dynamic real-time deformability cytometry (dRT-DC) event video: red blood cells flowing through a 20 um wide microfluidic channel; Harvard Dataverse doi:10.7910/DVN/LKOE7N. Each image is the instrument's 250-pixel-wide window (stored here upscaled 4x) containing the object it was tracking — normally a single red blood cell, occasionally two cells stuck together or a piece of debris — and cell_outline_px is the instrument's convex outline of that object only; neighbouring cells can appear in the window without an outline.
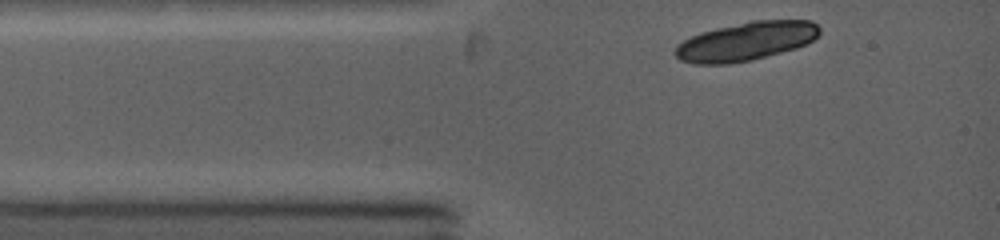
{"species": "common noctule bat (a hibernating species)", "species_latin": "Nyctalus noctula", "temperature_condition": "warm", "stored_images_in_passage": 2, "camera_frame_rate_fps": 5000, "um_per_image_px": 0.085, "animal": {"sex": "female", "body_mass_g": 19.0, "forearm_length_mm": 53.3}, "frame": {"image": 1, "passage_image": 1, "time_ms": 0.0, "image_size_px": [1000, 240], "cell_outline_px": [[820, 32], [812, 40], [796, 48], [752, 60], [728, 64], [692, 64], [680, 60], [672, 52], [676, 44], [700, 32], [716, 28], [752, 20], [812, 20], [820, 28]], "centroid_in_image_um": [63.36, 3.51], "position_along_channel_um": 21.6, "area_um2": 32.6}}